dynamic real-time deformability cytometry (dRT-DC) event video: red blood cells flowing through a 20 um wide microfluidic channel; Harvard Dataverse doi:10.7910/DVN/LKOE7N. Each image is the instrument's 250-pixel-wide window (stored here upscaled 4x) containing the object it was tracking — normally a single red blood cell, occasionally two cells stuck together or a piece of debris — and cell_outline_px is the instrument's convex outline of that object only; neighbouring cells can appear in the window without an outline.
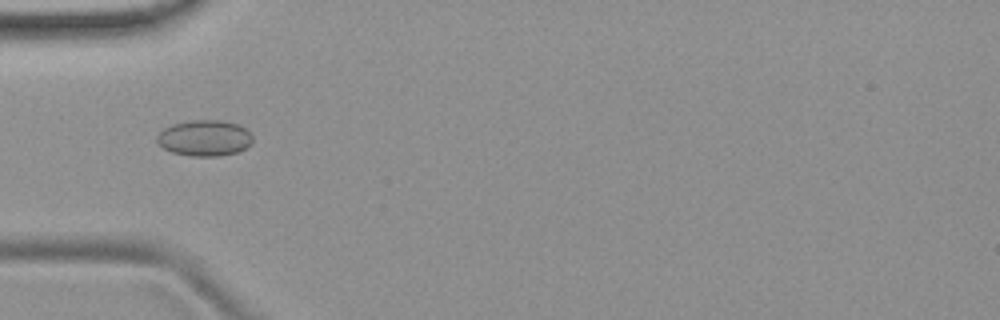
{"species": "common noctule bat (a hibernating species)", "species_latin": "Nyctalus noctula", "temperature_condition": "room temperature", "stored_images_in_passage": 47, "camera_frame_rate_fps": 3000, "um_per_image_px": 0.085, "animal": {"sex": "female", "body_mass_g": 19.9}, "frame": {"image": 1, "passage_image": 11, "time_ms": 3.333, "image_size_px": [1000, 320], "cell_outline_px": [[252, 144], [236, 152], [220, 156], [192, 156], [172, 152], [164, 148], [156, 140], [156, 136], [164, 128], [172, 124], [188, 120], [220, 120], [236, 124], [244, 128], [252, 136]], "centroid_in_image_um": [17.37, 11.73], "position_along_channel_um": 67.6, "area_um2": 19.94}}
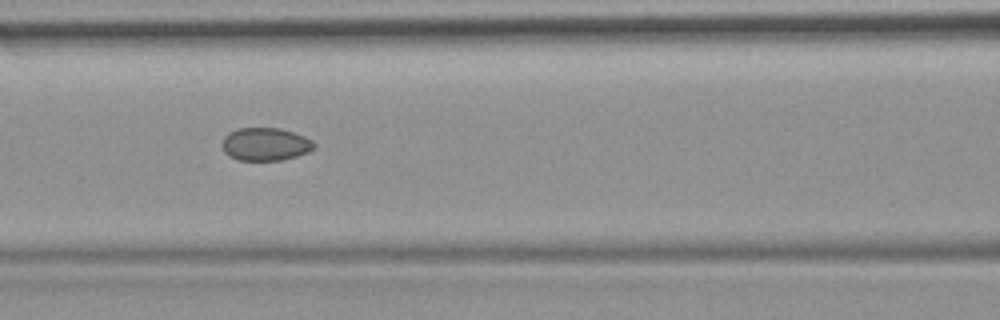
{"frame": {"image": 2, "passage_image": 17, "time_ms": 5.333, "image_size_px": [1000, 320], "cell_outline_px": [[316, 144], [308, 152], [296, 156], [280, 160], [240, 160], [228, 156], [224, 152], [220, 144], [224, 136], [228, 132], [240, 128], [280, 128], [304, 136], [312, 140]], "centroid_in_image_um": [22.51, 12.25], "position_along_channel_um": 144.1, "area_um2": 17.69}}
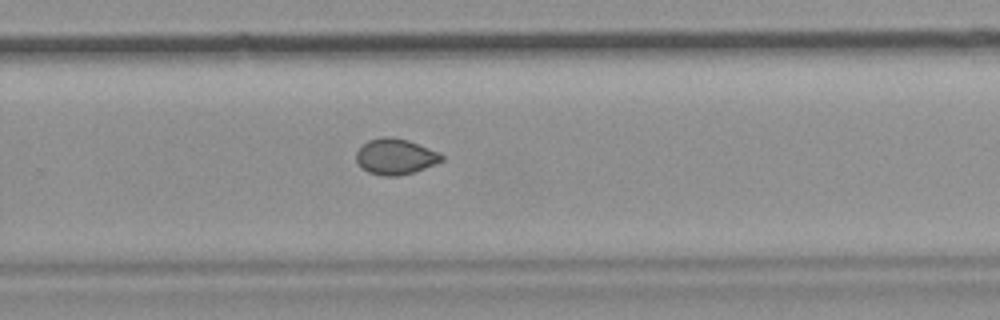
{"frame": {"image": 3, "passage_image": 29, "time_ms": 9.333, "image_size_px": [1000, 320], "cell_outline_px": [[444, 160], [424, 168], [400, 176], [380, 176], [368, 172], [360, 168], [356, 160], [356, 152], [368, 140], [384, 136], [392, 136], [408, 140], [436, 152], [444, 156]], "centroid_in_image_um": [33.56, 13.32], "position_along_channel_um": 296.2, "area_um2": 17.74}, "authors_computed_cell_mechanics": {"area_um2": 18.207, "velocity_mm_per_s": 3.8223, "shape_relaxation_time_tau1_ms": null, "shape_relaxation_time_tau2_ms": 2.5936, "deformation_change_tau1": null, "deformation_change_tau2": 0.0368}}